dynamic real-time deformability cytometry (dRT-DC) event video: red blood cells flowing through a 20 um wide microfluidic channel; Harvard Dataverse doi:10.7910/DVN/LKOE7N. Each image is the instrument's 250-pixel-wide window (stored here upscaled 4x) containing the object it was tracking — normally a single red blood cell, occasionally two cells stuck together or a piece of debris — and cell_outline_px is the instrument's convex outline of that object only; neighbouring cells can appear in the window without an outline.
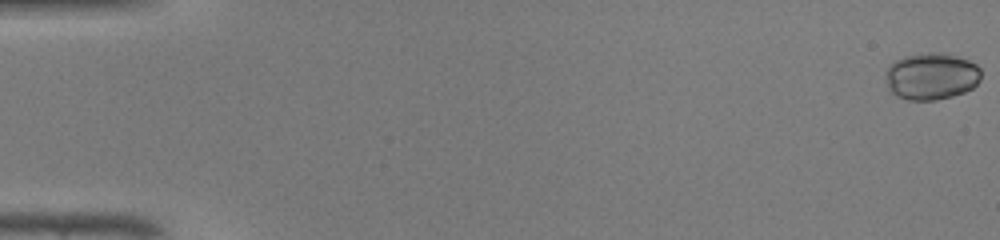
{"species": "common noctule bat (a hibernating species)", "species_latin": "Nyctalus noctula", "temperature_condition": "warm", "stored_images_in_passage": 15, "camera_frame_rate_fps": 3000, "um_per_image_px": 0.085, "animal": {"sex": "male", "body_mass_g": 19.0, "forearm_length_mm": 50.8}, "frame": {"image": 1, "passage_image": 1, "time_ms": 0.0, "image_size_px": [1000, 240], "cell_outline_px": [[980, 80], [972, 88], [964, 92], [952, 96], [936, 100], [908, 100], [896, 96], [888, 88], [884, 76], [884, 72], [896, 60], [904, 56], [928, 52], [952, 56], [968, 60], [976, 64], [980, 68]], "centroid_in_image_um": [79.13, 6.5], "position_along_channel_um": 5.9, "area_um2": 25.95}}
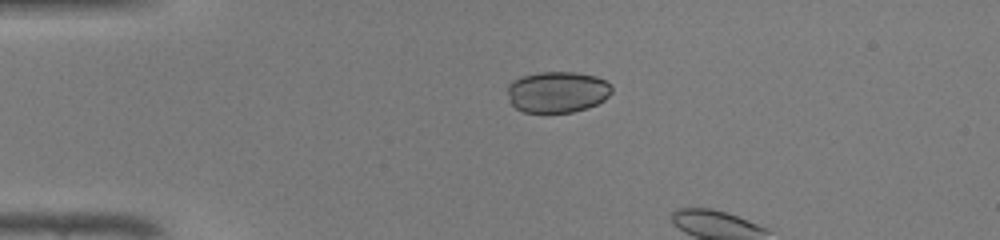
{"frame": {"image": 2, "passage_image": 12, "time_ms": 3.667, "image_size_px": [1000, 240], "cell_outline_px": [[612, 92], [604, 100], [596, 104], [572, 112], [524, 112], [516, 108], [512, 104], [508, 96], [508, 84], [512, 80], [520, 76], [540, 72], [576, 72], [596, 76], [604, 80], [612, 88]], "centroid_in_image_um": [47.35, 7.8], "position_along_channel_um": 37.7, "area_um2": 24.97}}